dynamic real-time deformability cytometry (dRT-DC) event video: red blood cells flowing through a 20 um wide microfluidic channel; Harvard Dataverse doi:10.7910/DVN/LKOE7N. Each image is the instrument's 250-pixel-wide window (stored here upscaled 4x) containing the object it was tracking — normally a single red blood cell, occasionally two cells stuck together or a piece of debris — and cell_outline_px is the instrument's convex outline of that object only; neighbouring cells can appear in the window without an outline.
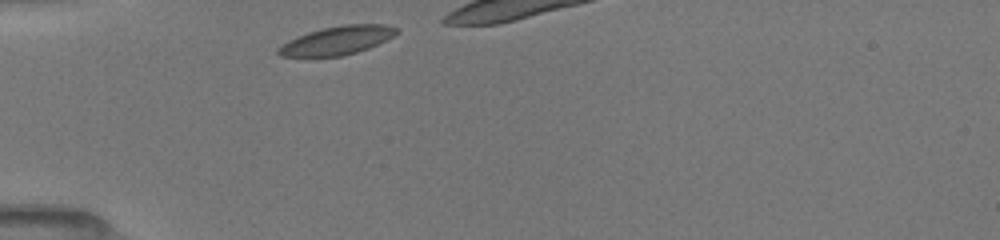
{"species": "common noctule bat (a hibernating species)", "species_latin": "Nyctalus noctula", "temperature_condition": "room temperature", "stored_images_in_passage": 11, "camera_frame_rate_fps": 3000, "um_per_image_px": 0.085, "animal": {"sex": "female", "body_mass_g": 19.5, "forearm_length_mm": 54.1}, "frame": {"image": 1, "passage_image": 1, "time_ms": 0.0, "image_size_px": [1000, 240], "cell_outline_px": [[396, 32], [392, 36], [368, 48], [356, 52], [340, 56], [280, 56], [276, 52], [276, 48], [280, 44], [288, 40], [308, 32], [324, 28], [344, 24], [384, 24], [396, 28]], "centroid_in_image_um": [28.58, 3.44], "position_along_channel_um": 56.4, "area_um2": 19.31}}